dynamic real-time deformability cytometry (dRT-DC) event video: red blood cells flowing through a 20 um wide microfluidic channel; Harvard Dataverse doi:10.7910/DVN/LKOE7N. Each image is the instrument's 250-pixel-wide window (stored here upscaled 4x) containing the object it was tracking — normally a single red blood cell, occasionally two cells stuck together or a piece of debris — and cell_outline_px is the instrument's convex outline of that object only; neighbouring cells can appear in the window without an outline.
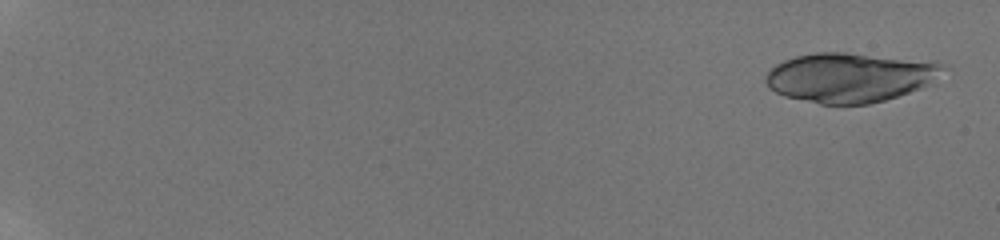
{"species": "human", "species_latin": "Homo sapiens", "temperature_condition": "room temperature", "stored_images_in_passage": 10, "camera_frame_rate_fps": 3000, "um_per_image_px": 0.085, "donor": {"sex": "male"}, "frame": {"image": 1, "passage_image": 1, "time_ms": 0.0, "image_size_px": [1000, 240], "cell_outline_px": [[948, 68], [928, 84], [920, 88], [884, 100], [868, 104], [820, 104], [784, 96], [776, 92], [764, 80], [764, 76], [776, 64], [784, 60], [796, 56], [816, 52], [844, 52], [932, 60], [944, 64]], "centroid_in_image_um": [72.27, 6.56], "position_along_channel_um": 12.7, "area_um2": 51.27}}